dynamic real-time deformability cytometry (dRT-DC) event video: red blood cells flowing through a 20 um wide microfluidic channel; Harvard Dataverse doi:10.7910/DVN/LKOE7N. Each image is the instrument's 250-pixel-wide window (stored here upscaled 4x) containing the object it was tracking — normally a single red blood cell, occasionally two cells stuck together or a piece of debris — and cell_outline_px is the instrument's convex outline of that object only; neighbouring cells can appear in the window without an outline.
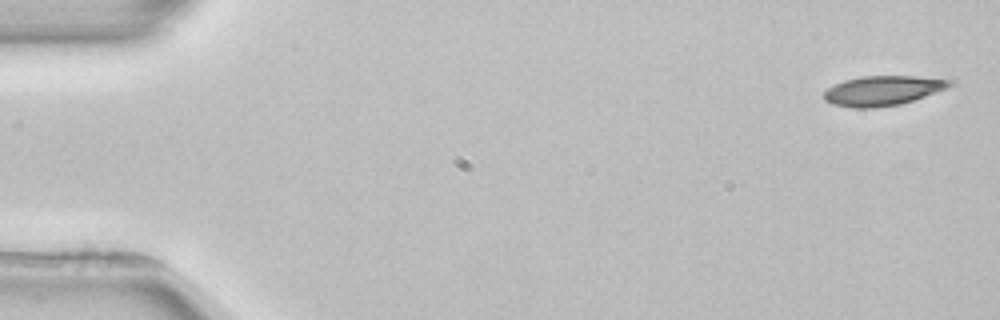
{"species": "common noctule bat (a hibernating species)", "species_latin": "Nyctalus noctula", "temperature_condition": "room temperature", "stored_images_in_passage": 5, "camera_frame_rate_fps": 3000, "um_per_image_px": 0.085, "animal": {"sex": "female", "body_mass_g": 22.7, "forearm_length_mm": 54.2}, "frame": {"image": 1, "passage_image": 1, "time_ms": 0.0, "image_size_px": [1000, 320], "cell_outline_px": [[952, 84], [944, 88], [924, 96], [900, 104], [872, 108], [856, 108], [832, 104], [824, 100], [824, 92], [828, 88], [844, 80], [864, 76], [916, 76], [952, 80]], "centroid_in_image_um": [74.98, 7.7], "position_along_channel_um": 10.0, "area_um2": 21.39}}
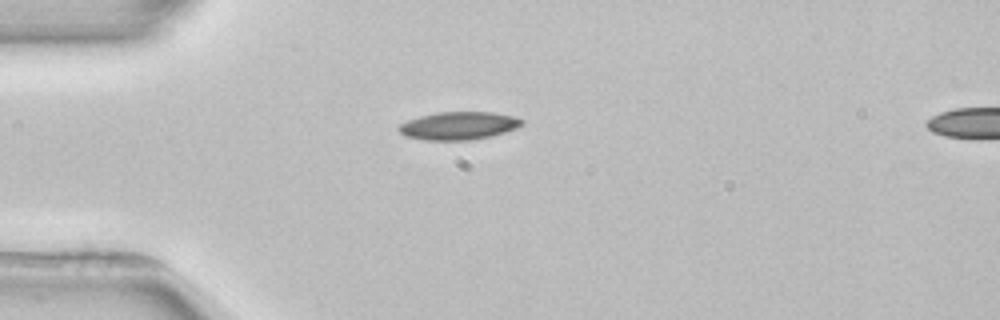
{"frame": {"image": 2, "passage_image": 5, "time_ms": 7.333, "image_size_px": [1000, 320], "cell_outline_px": [[524, 124], [516, 128], [492, 136], [468, 140], [424, 140], [404, 136], [396, 128], [400, 124], [408, 120], [420, 116], [440, 112], [492, 112], [512, 116], [524, 120]], "centroid_in_image_um": [38.97, 10.69], "position_along_channel_um": 46.0, "area_um2": 20.0}}